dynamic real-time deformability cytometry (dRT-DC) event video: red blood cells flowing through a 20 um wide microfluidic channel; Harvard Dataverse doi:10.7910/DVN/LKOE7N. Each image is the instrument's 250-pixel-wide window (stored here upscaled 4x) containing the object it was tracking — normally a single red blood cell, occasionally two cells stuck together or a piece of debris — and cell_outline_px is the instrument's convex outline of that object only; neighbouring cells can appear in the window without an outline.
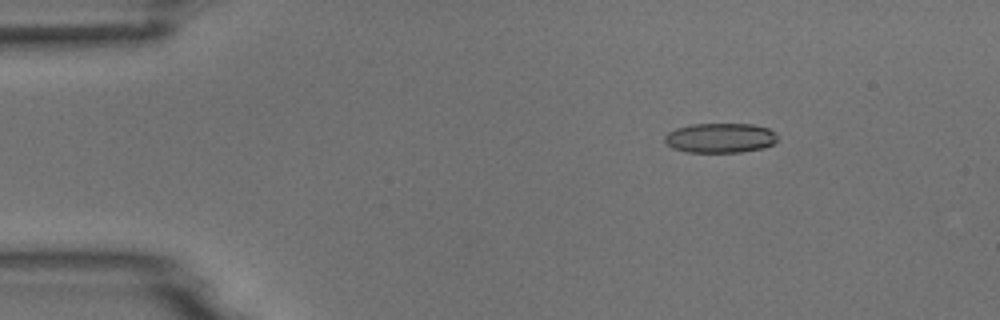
{"species": "common noctule bat (a hibernating species)", "species_latin": "Nyctalus noctula", "temperature_condition": "room temperature", "stored_images_in_passage": 53, "camera_frame_rate_fps": 3000, "um_per_image_px": 0.085, "animal": {"sex": "male", "body_mass_g": 18.8}, "frame": {"image": 1, "passage_image": 8, "time_ms": 2.333, "image_size_px": [1000, 320], "cell_outline_px": [[776, 140], [772, 144], [764, 148], [740, 152], [684, 152], [672, 148], [664, 140], [664, 136], [668, 132], [676, 128], [692, 124], [752, 124], [768, 128], [776, 132]], "centroid_in_image_um": [61.2, 11.72], "position_along_channel_um": 23.8, "area_um2": 19.59}}
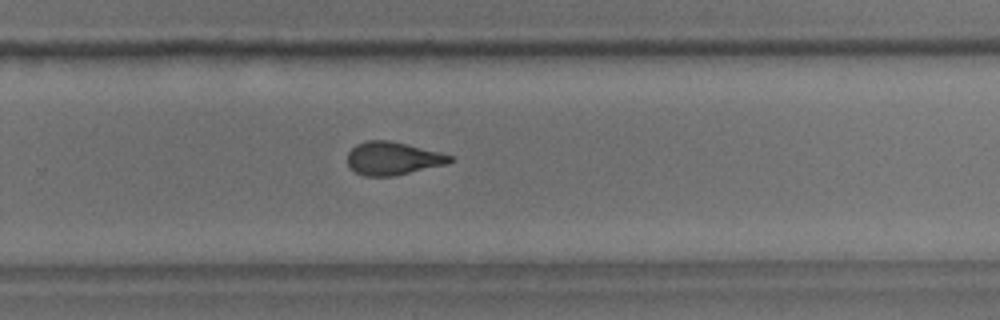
{"frame": {"image": 2, "passage_image": 35, "time_ms": 11.333, "image_size_px": [1000, 320], "cell_outline_px": [[452, 160], [448, 164], [392, 176], [364, 176], [356, 172], [348, 164], [348, 152], [356, 144], [364, 140], [388, 140], [440, 152], [452, 156]], "centroid_in_image_um": [33.37, 13.46], "position_along_channel_um": 296.4, "area_um2": 19.59}}
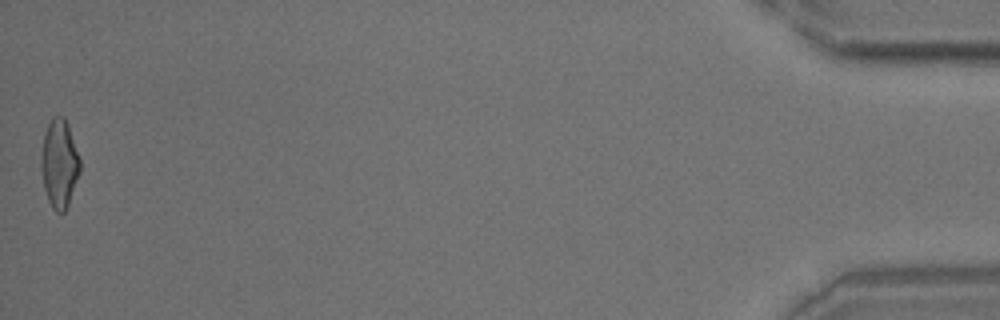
{"frame": {"image": 3, "passage_image": 53, "time_ms": 17.333, "image_size_px": [1000, 320], "cell_outline_px": [[80, 172], [68, 204], [64, 212], [56, 212], [52, 208], [48, 200], [44, 188], [40, 168], [40, 160], [44, 132], [52, 116], [64, 116], [68, 124], [80, 160]], "centroid_in_image_um": [5.02, 13.89], "position_along_channel_um": 430.2, "area_um2": 20.06}}